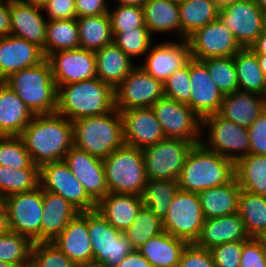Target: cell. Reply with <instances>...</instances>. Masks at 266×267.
<instances>
[{"instance_id":"cell-67","label":"cell","mask_w":266,"mask_h":267,"mask_svg":"<svg viewBox=\"0 0 266 267\" xmlns=\"http://www.w3.org/2000/svg\"><path fill=\"white\" fill-rule=\"evenodd\" d=\"M0 267H17V266H14V265L5 263V262H3V261H0Z\"/></svg>"},{"instance_id":"cell-20","label":"cell","mask_w":266,"mask_h":267,"mask_svg":"<svg viewBox=\"0 0 266 267\" xmlns=\"http://www.w3.org/2000/svg\"><path fill=\"white\" fill-rule=\"evenodd\" d=\"M190 108L203 120L219 112L224 95L211 79L207 66L190 59Z\"/></svg>"},{"instance_id":"cell-62","label":"cell","mask_w":266,"mask_h":267,"mask_svg":"<svg viewBox=\"0 0 266 267\" xmlns=\"http://www.w3.org/2000/svg\"><path fill=\"white\" fill-rule=\"evenodd\" d=\"M259 66L263 72V75L266 78V55H257Z\"/></svg>"},{"instance_id":"cell-7","label":"cell","mask_w":266,"mask_h":267,"mask_svg":"<svg viewBox=\"0 0 266 267\" xmlns=\"http://www.w3.org/2000/svg\"><path fill=\"white\" fill-rule=\"evenodd\" d=\"M88 232L94 265L116 267L134 250L126 236L116 230L97 209L88 211Z\"/></svg>"},{"instance_id":"cell-48","label":"cell","mask_w":266,"mask_h":267,"mask_svg":"<svg viewBox=\"0 0 266 267\" xmlns=\"http://www.w3.org/2000/svg\"><path fill=\"white\" fill-rule=\"evenodd\" d=\"M113 11L109 10L108 12L112 33H121L136 27H146L143 7L119 5Z\"/></svg>"},{"instance_id":"cell-18","label":"cell","mask_w":266,"mask_h":267,"mask_svg":"<svg viewBox=\"0 0 266 267\" xmlns=\"http://www.w3.org/2000/svg\"><path fill=\"white\" fill-rule=\"evenodd\" d=\"M125 145L143 150L166 137L151 107L120 111Z\"/></svg>"},{"instance_id":"cell-63","label":"cell","mask_w":266,"mask_h":267,"mask_svg":"<svg viewBox=\"0 0 266 267\" xmlns=\"http://www.w3.org/2000/svg\"><path fill=\"white\" fill-rule=\"evenodd\" d=\"M36 7L44 8L50 0H23Z\"/></svg>"},{"instance_id":"cell-17","label":"cell","mask_w":266,"mask_h":267,"mask_svg":"<svg viewBox=\"0 0 266 267\" xmlns=\"http://www.w3.org/2000/svg\"><path fill=\"white\" fill-rule=\"evenodd\" d=\"M57 88L61 85L97 78L95 53L76 48L52 52L46 57Z\"/></svg>"},{"instance_id":"cell-6","label":"cell","mask_w":266,"mask_h":267,"mask_svg":"<svg viewBox=\"0 0 266 267\" xmlns=\"http://www.w3.org/2000/svg\"><path fill=\"white\" fill-rule=\"evenodd\" d=\"M102 161L109 193L141 196L147 182L141 149L123 144Z\"/></svg>"},{"instance_id":"cell-64","label":"cell","mask_w":266,"mask_h":267,"mask_svg":"<svg viewBox=\"0 0 266 267\" xmlns=\"http://www.w3.org/2000/svg\"><path fill=\"white\" fill-rule=\"evenodd\" d=\"M254 2L266 14V0H254Z\"/></svg>"},{"instance_id":"cell-25","label":"cell","mask_w":266,"mask_h":267,"mask_svg":"<svg viewBox=\"0 0 266 267\" xmlns=\"http://www.w3.org/2000/svg\"><path fill=\"white\" fill-rule=\"evenodd\" d=\"M248 236L239 213L228 216L205 219L198 239L197 247L210 250L212 247L235 241H246Z\"/></svg>"},{"instance_id":"cell-37","label":"cell","mask_w":266,"mask_h":267,"mask_svg":"<svg viewBox=\"0 0 266 267\" xmlns=\"http://www.w3.org/2000/svg\"><path fill=\"white\" fill-rule=\"evenodd\" d=\"M235 178L239 187L261 196H266V155H248L235 163Z\"/></svg>"},{"instance_id":"cell-51","label":"cell","mask_w":266,"mask_h":267,"mask_svg":"<svg viewBox=\"0 0 266 267\" xmlns=\"http://www.w3.org/2000/svg\"><path fill=\"white\" fill-rule=\"evenodd\" d=\"M240 267H266V247L259 238L243 241Z\"/></svg>"},{"instance_id":"cell-61","label":"cell","mask_w":266,"mask_h":267,"mask_svg":"<svg viewBox=\"0 0 266 267\" xmlns=\"http://www.w3.org/2000/svg\"><path fill=\"white\" fill-rule=\"evenodd\" d=\"M242 0H214L219 10Z\"/></svg>"},{"instance_id":"cell-23","label":"cell","mask_w":266,"mask_h":267,"mask_svg":"<svg viewBox=\"0 0 266 267\" xmlns=\"http://www.w3.org/2000/svg\"><path fill=\"white\" fill-rule=\"evenodd\" d=\"M46 59L43 50L25 39L12 35L0 38V81L22 69L38 65Z\"/></svg>"},{"instance_id":"cell-33","label":"cell","mask_w":266,"mask_h":267,"mask_svg":"<svg viewBox=\"0 0 266 267\" xmlns=\"http://www.w3.org/2000/svg\"><path fill=\"white\" fill-rule=\"evenodd\" d=\"M144 22L149 32L175 31L181 38L179 3L175 0H146L143 4Z\"/></svg>"},{"instance_id":"cell-53","label":"cell","mask_w":266,"mask_h":267,"mask_svg":"<svg viewBox=\"0 0 266 267\" xmlns=\"http://www.w3.org/2000/svg\"><path fill=\"white\" fill-rule=\"evenodd\" d=\"M247 130L250 139L249 153L266 155V109Z\"/></svg>"},{"instance_id":"cell-36","label":"cell","mask_w":266,"mask_h":267,"mask_svg":"<svg viewBox=\"0 0 266 267\" xmlns=\"http://www.w3.org/2000/svg\"><path fill=\"white\" fill-rule=\"evenodd\" d=\"M79 32V47L96 51L113 42L109 14L76 18Z\"/></svg>"},{"instance_id":"cell-70","label":"cell","mask_w":266,"mask_h":267,"mask_svg":"<svg viewBox=\"0 0 266 267\" xmlns=\"http://www.w3.org/2000/svg\"><path fill=\"white\" fill-rule=\"evenodd\" d=\"M175 1H177L179 3V2H182V1H185V0H175Z\"/></svg>"},{"instance_id":"cell-34","label":"cell","mask_w":266,"mask_h":267,"mask_svg":"<svg viewBox=\"0 0 266 267\" xmlns=\"http://www.w3.org/2000/svg\"><path fill=\"white\" fill-rule=\"evenodd\" d=\"M238 90L266 96V78L259 66L257 54L242 48L234 56Z\"/></svg>"},{"instance_id":"cell-10","label":"cell","mask_w":266,"mask_h":267,"mask_svg":"<svg viewBox=\"0 0 266 267\" xmlns=\"http://www.w3.org/2000/svg\"><path fill=\"white\" fill-rule=\"evenodd\" d=\"M3 202L9 230L29 238L33 243H39L43 211L41 187L12 194L3 198Z\"/></svg>"},{"instance_id":"cell-69","label":"cell","mask_w":266,"mask_h":267,"mask_svg":"<svg viewBox=\"0 0 266 267\" xmlns=\"http://www.w3.org/2000/svg\"><path fill=\"white\" fill-rule=\"evenodd\" d=\"M3 201V197L0 195V203Z\"/></svg>"},{"instance_id":"cell-4","label":"cell","mask_w":266,"mask_h":267,"mask_svg":"<svg viewBox=\"0 0 266 267\" xmlns=\"http://www.w3.org/2000/svg\"><path fill=\"white\" fill-rule=\"evenodd\" d=\"M72 134L74 147L103 160L124 144L120 111L72 121Z\"/></svg>"},{"instance_id":"cell-45","label":"cell","mask_w":266,"mask_h":267,"mask_svg":"<svg viewBox=\"0 0 266 267\" xmlns=\"http://www.w3.org/2000/svg\"><path fill=\"white\" fill-rule=\"evenodd\" d=\"M0 166L16 169L39 168L26 150L20 136H0Z\"/></svg>"},{"instance_id":"cell-40","label":"cell","mask_w":266,"mask_h":267,"mask_svg":"<svg viewBox=\"0 0 266 267\" xmlns=\"http://www.w3.org/2000/svg\"><path fill=\"white\" fill-rule=\"evenodd\" d=\"M178 190V181L147 179L141 194L143 205L163 221Z\"/></svg>"},{"instance_id":"cell-13","label":"cell","mask_w":266,"mask_h":267,"mask_svg":"<svg viewBox=\"0 0 266 267\" xmlns=\"http://www.w3.org/2000/svg\"><path fill=\"white\" fill-rule=\"evenodd\" d=\"M39 186L42 190L62 196L79 212L96 209V203L88 196L82 183L74 176L64 160L46 163L39 167Z\"/></svg>"},{"instance_id":"cell-24","label":"cell","mask_w":266,"mask_h":267,"mask_svg":"<svg viewBox=\"0 0 266 267\" xmlns=\"http://www.w3.org/2000/svg\"><path fill=\"white\" fill-rule=\"evenodd\" d=\"M43 8L23 0H10L11 33L40 47L44 53L47 21L41 15Z\"/></svg>"},{"instance_id":"cell-55","label":"cell","mask_w":266,"mask_h":267,"mask_svg":"<svg viewBox=\"0 0 266 267\" xmlns=\"http://www.w3.org/2000/svg\"><path fill=\"white\" fill-rule=\"evenodd\" d=\"M107 0H75L76 18L108 14Z\"/></svg>"},{"instance_id":"cell-26","label":"cell","mask_w":266,"mask_h":267,"mask_svg":"<svg viewBox=\"0 0 266 267\" xmlns=\"http://www.w3.org/2000/svg\"><path fill=\"white\" fill-rule=\"evenodd\" d=\"M78 213L62 196L43 190L40 242H52Z\"/></svg>"},{"instance_id":"cell-9","label":"cell","mask_w":266,"mask_h":267,"mask_svg":"<svg viewBox=\"0 0 266 267\" xmlns=\"http://www.w3.org/2000/svg\"><path fill=\"white\" fill-rule=\"evenodd\" d=\"M204 220L198 193L179 189L162 226L168 234L192 244L198 239Z\"/></svg>"},{"instance_id":"cell-44","label":"cell","mask_w":266,"mask_h":267,"mask_svg":"<svg viewBox=\"0 0 266 267\" xmlns=\"http://www.w3.org/2000/svg\"><path fill=\"white\" fill-rule=\"evenodd\" d=\"M207 66L211 79L223 95L238 90L237 73L232 57L209 58L202 60Z\"/></svg>"},{"instance_id":"cell-56","label":"cell","mask_w":266,"mask_h":267,"mask_svg":"<svg viewBox=\"0 0 266 267\" xmlns=\"http://www.w3.org/2000/svg\"><path fill=\"white\" fill-rule=\"evenodd\" d=\"M11 17H10V0L0 1V38L10 35Z\"/></svg>"},{"instance_id":"cell-47","label":"cell","mask_w":266,"mask_h":267,"mask_svg":"<svg viewBox=\"0 0 266 267\" xmlns=\"http://www.w3.org/2000/svg\"><path fill=\"white\" fill-rule=\"evenodd\" d=\"M164 85V96L190 107V60L181 69L169 76Z\"/></svg>"},{"instance_id":"cell-35","label":"cell","mask_w":266,"mask_h":267,"mask_svg":"<svg viewBox=\"0 0 266 267\" xmlns=\"http://www.w3.org/2000/svg\"><path fill=\"white\" fill-rule=\"evenodd\" d=\"M181 39L218 19L219 9L214 0H185L179 2Z\"/></svg>"},{"instance_id":"cell-21","label":"cell","mask_w":266,"mask_h":267,"mask_svg":"<svg viewBox=\"0 0 266 267\" xmlns=\"http://www.w3.org/2000/svg\"><path fill=\"white\" fill-rule=\"evenodd\" d=\"M78 267L93 264L88 232V211L79 212L52 241Z\"/></svg>"},{"instance_id":"cell-32","label":"cell","mask_w":266,"mask_h":267,"mask_svg":"<svg viewBox=\"0 0 266 267\" xmlns=\"http://www.w3.org/2000/svg\"><path fill=\"white\" fill-rule=\"evenodd\" d=\"M188 245L185 240L176 238L167 232L150 238L137 250L152 267H177L183 250Z\"/></svg>"},{"instance_id":"cell-29","label":"cell","mask_w":266,"mask_h":267,"mask_svg":"<svg viewBox=\"0 0 266 267\" xmlns=\"http://www.w3.org/2000/svg\"><path fill=\"white\" fill-rule=\"evenodd\" d=\"M33 117L18 95L0 81V136H19Z\"/></svg>"},{"instance_id":"cell-52","label":"cell","mask_w":266,"mask_h":267,"mask_svg":"<svg viewBox=\"0 0 266 267\" xmlns=\"http://www.w3.org/2000/svg\"><path fill=\"white\" fill-rule=\"evenodd\" d=\"M177 267H215L210 250L188 244L182 252Z\"/></svg>"},{"instance_id":"cell-28","label":"cell","mask_w":266,"mask_h":267,"mask_svg":"<svg viewBox=\"0 0 266 267\" xmlns=\"http://www.w3.org/2000/svg\"><path fill=\"white\" fill-rule=\"evenodd\" d=\"M142 206L143 201L139 195L108 192L96 204V209L116 230L123 233Z\"/></svg>"},{"instance_id":"cell-27","label":"cell","mask_w":266,"mask_h":267,"mask_svg":"<svg viewBox=\"0 0 266 267\" xmlns=\"http://www.w3.org/2000/svg\"><path fill=\"white\" fill-rule=\"evenodd\" d=\"M264 110L265 96L237 90L224 95L218 114L239 126L249 128Z\"/></svg>"},{"instance_id":"cell-19","label":"cell","mask_w":266,"mask_h":267,"mask_svg":"<svg viewBox=\"0 0 266 267\" xmlns=\"http://www.w3.org/2000/svg\"><path fill=\"white\" fill-rule=\"evenodd\" d=\"M64 162L96 204L108 193L102 159L72 146L66 153Z\"/></svg>"},{"instance_id":"cell-11","label":"cell","mask_w":266,"mask_h":267,"mask_svg":"<svg viewBox=\"0 0 266 267\" xmlns=\"http://www.w3.org/2000/svg\"><path fill=\"white\" fill-rule=\"evenodd\" d=\"M151 108L166 138L202 141V119L187 104L163 96Z\"/></svg>"},{"instance_id":"cell-2","label":"cell","mask_w":266,"mask_h":267,"mask_svg":"<svg viewBox=\"0 0 266 267\" xmlns=\"http://www.w3.org/2000/svg\"><path fill=\"white\" fill-rule=\"evenodd\" d=\"M114 108V89L99 78L58 87L56 112L70 121L104 115Z\"/></svg>"},{"instance_id":"cell-60","label":"cell","mask_w":266,"mask_h":267,"mask_svg":"<svg viewBox=\"0 0 266 267\" xmlns=\"http://www.w3.org/2000/svg\"><path fill=\"white\" fill-rule=\"evenodd\" d=\"M119 5L140 6L142 7L146 0H119Z\"/></svg>"},{"instance_id":"cell-30","label":"cell","mask_w":266,"mask_h":267,"mask_svg":"<svg viewBox=\"0 0 266 267\" xmlns=\"http://www.w3.org/2000/svg\"><path fill=\"white\" fill-rule=\"evenodd\" d=\"M241 190L234 177L227 184L200 191L198 197L204 218L210 219L237 213Z\"/></svg>"},{"instance_id":"cell-1","label":"cell","mask_w":266,"mask_h":267,"mask_svg":"<svg viewBox=\"0 0 266 267\" xmlns=\"http://www.w3.org/2000/svg\"><path fill=\"white\" fill-rule=\"evenodd\" d=\"M19 136L33 163L40 167L64 160L73 146L72 121L57 112L37 114Z\"/></svg>"},{"instance_id":"cell-54","label":"cell","mask_w":266,"mask_h":267,"mask_svg":"<svg viewBox=\"0 0 266 267\" xmlns=\"http://www.w3.org/2000/svg\"><path fill=\"white\" fill-rule=\"evenodd\" d=\"M43 10L49 20L76 19L75 0H50Z\"/></svg>"},{"instance_id":"cell-41","label":"cell","mask_w":266,"mask_h":267,"mask_svg":"<svg viewBox=\"0 0 266 267\" xmlns=\"http://www.w3.org/2000/svg\"><path fill=\"white\" fill-rule=\"evenodd\" d=\"M39 187V168L16 169L0 166V195L32 191Z\"/></svg>"},{"instance_id":"cell-57","label":"cell","mask_w":266,"mask_h":267,"mask_svg":"<svg viewBox=\"0 0 266 267\" xmlns=\"http://www.w3.org/2000/svg\"><path fill=\"white\" fill-rule=\"evenodd\" d=\"M116 267H152V265L137 249H134Z\"/></svg>"},{"instance_id":"cell-22","label":"cell","mask_w":266,"mask_h":267,"mask_svg":"<svg viewBox=\"0 0 266 267\" xmlns=\"http://www.w3.org/2000/svg\"><path fill=\"white\" fill-rule=\"evenodd\" d=\"M147 59L144 64L139 66L143 68L153 78L162 81L171 76L176 70L181 69L191 59L190 46L187 39H182L179 43L169 41L154 45L148 50Z\"/></svg>"},{"instance_id":"cell-16","label":"cell","mask_w":266,"mask_h":267,"mask_svg":"<svg viewBox=\"0 0 266 267\" xmlns=\"http://www.w3.org/2000/svg\"><path fill=\"white\" fill-rule=\"evenodd\" d=\"M187 41L191 58L199 61L232 57L242 49L232 32L219 19L196 30Z\"/></svg>"},{"instance_id":"cell-43","label":"cell","mask_w":266,"mask_h":267,"mask_svg":"<svg viewBox=\"0 0 266 267\" xmlns=\"http://www.w3.org/2000/svg\"><path fill=\"white\" fill-rule=\"evenodd\" d=\"M33 242L8 230L0 234V261L19 267L31 259Z\"/></svg>"},{"instance_id":"cell-66","label":"cell","mask_w":266,"mask_h":267,"mask_svg":"<svg viewBox=\"0 0 266 267\" xmlns=\"http://www.w3.org/2000/svg\"><path fill=\"white\" fill-rule=\"evenodd\" d=\"M263 245L266 247V231L259 237Z\"/></svg>"},{"instance_id":"cell-31","label":"cell","mask_w":266,"mask_h":267,"mask_svg":"<svg viewBox=\"0 0 266 267\" xmlns=\"http://www.w3.org/2000/svg\"><path fill=\"white\" fill-rule=\"evenodd\" d=\"M96 74L104 83L115 89L135 67L127 56L114 42L94 51Z\"/></svg>"},{"instance_id":"cell-42","label":"cell","mask_w":266,"mask_h":267,"mask_svg":"<svg viewBox=\"0 0 266 267\" xmlns=\"http://www.w3.org/2000/svg\"><path fill=\"white\" fill-rule=\"evenodd\" d=\"M163 231L162 221L151 209L143 205L132 224L123 234L131 242L134 249H137L147 240L161 234Z\"/></svg>"},{"instance_id":"cell-8","label":"cell","mask_w":266,"mask_h":267,"mask_svg":"<svg viewBox=\"0 0 266 267\" xmlns=\"http://www.w3.org/2000/svg\"><path fill=\"white\" fill-rule=\"evenodd\" d=\"M194 146L191 141L165 138L142 150L147 179L178 181L185 159Z\"/></svg>"},{"instance_id":"cell-68","label":"cell","mask_w":266,"mask_h":267,"mask_svg":"<svg viewBox=\"0 0 266 267\" xmlns=\"http://www.w3.org/2000/svg\"><path fill=\"white\" fill-rule=\"evenodd\" d=\"M82 267H103V266H101V265H94V264H91V265L82 266Z\"/></svg>"},{"instance_id":"cell-5","label":"cell","mask_w":266,"mask_h":267,"mask_svg":"<svg viewBox=\"0 0 266 267\" xmlns=\"http://www.w3.org/2000/svg\"><path fill=\"white\" fill-rule=\"evenodd\" d=\"M34 115L57 111L58 88L47 59L33 67L11 74L3 81Z\"/></svg>"},{"instance_id":"cell-14","label":"cell","mask_w":266,"mask_h":267,"mask_svg":"<svg viewBox=\"0 0 266 267\" xmlns=\"http://www.w3.org/2000/svg\"><path fill=\"white\" fill-rule=\"evenodd\" d=\"M164 96L163 82L153 78L138 64L114 89V106L119 111L151 107Z\"/></svg>"},{"instance_id":"cell-15","label":"cell","mask_w":266,"mask_h":267,"mask_svg":"<svg viewBox=\"0 0 266 267\" xmlns=\"http://www.w3.org/2000/svg\"><path fill=\"white\" fill-rule=\"evenodd\" d=\"M266 14L254 0H242L219 10L218 19L242 48H250L264 31Z\"/></svg>"},{"instance_id":"cell-46","label":"cell","mask_w":266,"mask_h":267,"mask_svg":"<svg viewBox=\"0 0 266 267\" xmlns=\"http://www.w3.org/2000/svg\"><path fill=\"white\" fill-rule=\"evenodd\" d=\"M152 34L147 27H136L121 33H113V42L131 59L144 56L152 46Z\"/></svg>"},{"instance_id":"cell-3","label":"cell","mask_w":266,"mask_h":267,"mask_svg":"<svg viewBox=\"0 0 266 267\" xmlns=\"http://www.w3.org/2000/svg\"><path fill=\"white\" fill-rule=\"evenodd\" d=\"M235 177V163L201 142L189 151L178 179L180 190L199 193L222 186Z\"/></svg>"},{"instance_id":"cell-50","label":"cell","mask_w":266,"mask_h":267,"mask_svg":"<svg viewBox=\"0 0 266 267\" xmlns=\"http://www.w3.org/2000/svg\"><path fill=\"white\" fill-rule=\"evenodd\" d=\"M243 241L228 242L210 249L215 267H240Z\"/></svg>"},{"instance_id":"cell-38","label":"cell","mask_w":266,"mask_h":267,"mask_svg":"<svg viewBox=\"0 0 266 267\" xmlns=\"http://www.w3.org/2000/svg\"><path fill=\"white\" fill-rule=\"evenodd\" d=\"M238 213L250 238H259L266 231V196L241 190Z\"/></svg>"},{"instance_id":"cell-39","label":"cell","mask_w":266,"mask_h":267,"mask_svg":"<svg viewBox=\"0 0 266 267\" xmlns=\"http://www.w3.org/2000/svg\"><path fill=\"white\" fill-rule=\"evenodd\" d=\"M79 48V32L76 19L47 20L44 55L52 52Z\"/></svg>"},{"instance_id":"cell-12","label":"cell","mask_w":266,"mask_h":267,"mask_svg":"<svg viewBox=\"0 0 266 267\" xmlns=\"http://www.w3.org/2000/svg\"><path fill=\"white\" fill-rule=\"evenodd\" d=\"M203 126L209 129L207 145L203 140L201 143L225 158L236 163L240 158L249 154L250 139L247 128L229 121L218 113L209 115L202 120Z\"/></svg>"},{"instance_id":"cell-49","label":"cell","mask_w":266,"mask_h":267,"mask_svg":"<svg viewBox=\"0 0 266 267\" xmlns=\"http://www.w3.org/2000/svg\"><path fill=\"white\" fill-rule=\"evenodd\" d=\"M31 259L38 267H78L52 242L33 243Z\"/></svg>"},{"instance_id":"cell-58","label":"cell","mask_w":266,"mask_h":267,"mask_svg":"<svg viewBox=\"0 0 266 267\" xmlns=\"http://www.w3.org/2000/svg\"><path fill=\"white\" fill-rule=\"evenodd\" d=\"M257 55H266V30L261 33L256 42L250 47Z\"/></svg>"},{"instance_id":"cell-65","label":"cell","mask_w":266,"mask_h":267,"mask_svg":"<svg viewBox=\"0 0 266 267\" xmlns=\"http://www.w3.org/2000/svg\"><path fill=\"white\" fill-rule=\"evenodd\" d=\"M19 267H38V266L35 264V262L32 259H30L29 261L21 264Z\"/></svg>"},{"instance_id":"cell-59","label":"cell","mask_w":266,"mask_h":267,"mask_svg":"<svg viewBox=\"0 0 266 267\" xmlns=\"http://www.w3.org/2000/svg\"><path fill=\"white\" fill-rule=\"evenodd\" d=\"M9 230L7 221V212L4 202L0 203V234H3Z\"/></svg>"}]
</instances>
